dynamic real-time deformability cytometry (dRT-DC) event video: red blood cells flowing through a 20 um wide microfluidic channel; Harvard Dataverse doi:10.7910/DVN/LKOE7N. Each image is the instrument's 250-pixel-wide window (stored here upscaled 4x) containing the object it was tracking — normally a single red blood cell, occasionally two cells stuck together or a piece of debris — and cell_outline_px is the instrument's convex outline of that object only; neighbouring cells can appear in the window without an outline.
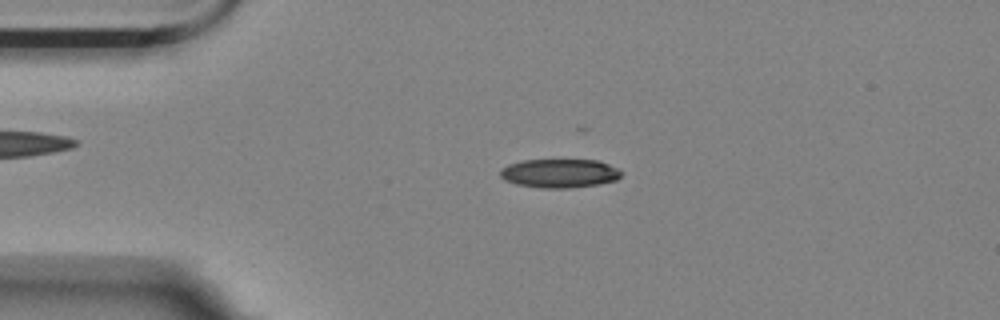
{"species": "Egyptian fruit bat (a non-hibernating species)", "species_latin": "Rousettus aegyptiacus", "temperature_condition": "room temperature", "stored_images_in_passage": 4, "camera_frame_rate_fps": 3000, "um_per_image_px": 0.085, "animal": {"sex": "female"}, "frame": {"image": 1, "passage_image": 3, "time_ms": 2.0, "image_size_px": [1000, 320], "cell_outline_px": [[624, 172], [616, 180], [596, 184], [568, 188], [540, 188], [516, 184], [504, 180], [500, 176], [500, 172], [508, 164], [524, 160], [600, 160]], "centroid_in_image_um": [47.56, 14.73], "position_along_channel_um": 37.4, "area_um2": 20.23}}